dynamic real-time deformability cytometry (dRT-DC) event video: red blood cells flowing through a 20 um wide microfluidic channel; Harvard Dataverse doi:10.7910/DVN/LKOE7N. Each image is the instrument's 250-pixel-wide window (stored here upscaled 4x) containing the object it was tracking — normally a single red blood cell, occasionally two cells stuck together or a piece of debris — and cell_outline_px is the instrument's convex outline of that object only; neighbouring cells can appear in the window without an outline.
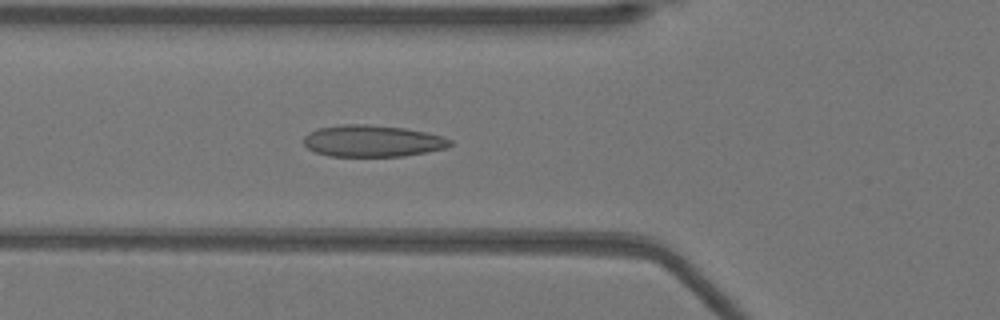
{"species": "Egyptian fruit bat (a non-hibernating species)", "species_latin": "Rousettus aegyptiacus", "temperature_condition": "warm", "stored_images_in_passage": 51, "camera_frame_rate_fps": 3000, "um_per_image_px": 0.085, "animal": {"sex": "female"}, "frame": {"image": 1, "passage_image": 18, "time_ms": 5.667, "image_size_px": [1000, 320], "cell_outline_px": [[452, 144], [448, 148], [404, 156], [328, 156], [316, 152], [308, 148], [304, 144], [304, 136], [308, 132], [316, 128], [344, 124], [368, 124], [404, 128], [444, 136], [452, 140]], "centroid_in_image_um": [31.66, 11.98], "position_along_channel_um": 94.1, "area_um2": 27.17}}
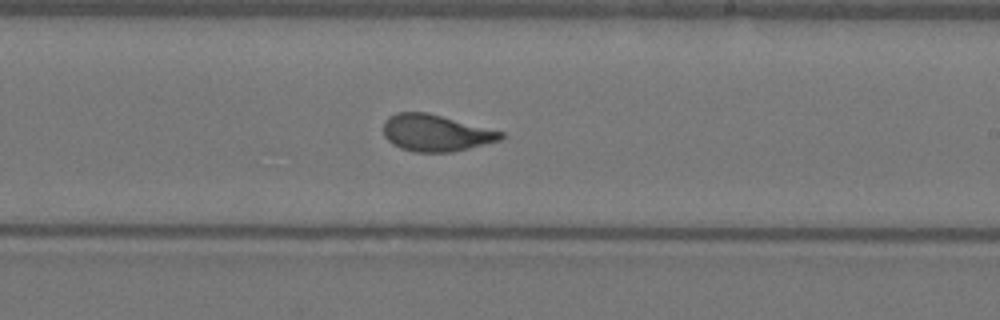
{"frame": {"image": 2, "passage_image": 30, "time_ms": 9.667, "image_size_px": [1000, 320], "cell_outline_px": [[504, 136], [500, 140], [452, 152], [412, 152], [400, 148], [392, 144], [384, 136], [384, 120], [388, 116], [396, 112], [428, 112], [504, 132]], "centroid_in_image_um": [37.0, 11.29], "position_along_channel_um": 252.0, "area_um2": 25.2}}
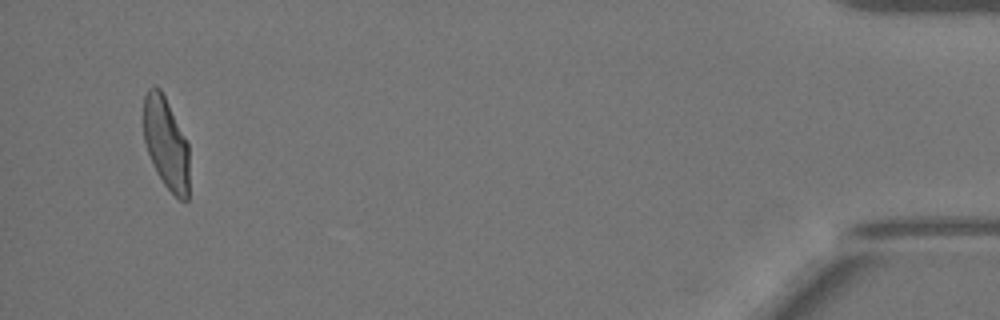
{"frame": {"image": 3, "passage_image": 49, "time_ms": 16.0, "image_size_px": [1000, 320], "cell_outline_px": [[188, 200], [180, 200], [164, 184], [152, 164], [144, 140], [144, 96], [148, 88], [160, 88], [188, 144]], "centroid_in_image_um": [14.1, 12.2], "position_along_channel_um": 421.1, "area_um2": 23.87}, "authors_computed_cell_mechanics": {"area_um2": 25.9522, "velocity_mm_per_s": 3.9413, "shape_relaxation_time_tau1_ms": 5.5599, "shape_relaxation_time_tau2_ms": 0.6832, "deformation_change_tau1": 0.1961, "deformation_change_tau2": 0.0708}}